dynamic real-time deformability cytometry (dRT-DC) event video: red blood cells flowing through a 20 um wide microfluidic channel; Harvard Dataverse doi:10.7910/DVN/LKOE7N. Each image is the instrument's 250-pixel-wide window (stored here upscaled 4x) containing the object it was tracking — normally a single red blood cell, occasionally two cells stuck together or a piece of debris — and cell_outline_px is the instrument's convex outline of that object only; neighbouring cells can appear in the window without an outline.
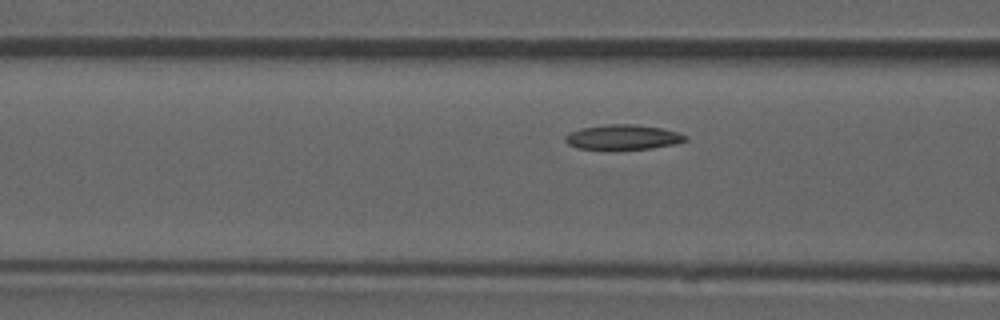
{"species": "common noctule bat (a hibernating species)", "species_latin": "Nyctalus noctula", "temperature_condition": "room temperature", "stored_images_in_passage": 13, "camera_frame_rate_fps": 3000, "um_per_image_px": 0.085, "animal": {"sex": "male", "forearm_length_mm": 52.5}, "frame": {"image": 1, "passage_image": 11, "time_ms": 3.333, "image_size_px": [1000, 320], "cell_outline_px": [[688, 140], [676, 144], [652, 148], [616, 152], [608, 152], [576, 148], [568, 144], [564, 140], [564, 136], [568, 132], [580, 128], [608, 124], [632, 124], [664, 128], [688, 136]], "centroid_in_image_um": [52.9, 11.71], "position_along_channel_um": 113.7, "area_um2": 18.5}}